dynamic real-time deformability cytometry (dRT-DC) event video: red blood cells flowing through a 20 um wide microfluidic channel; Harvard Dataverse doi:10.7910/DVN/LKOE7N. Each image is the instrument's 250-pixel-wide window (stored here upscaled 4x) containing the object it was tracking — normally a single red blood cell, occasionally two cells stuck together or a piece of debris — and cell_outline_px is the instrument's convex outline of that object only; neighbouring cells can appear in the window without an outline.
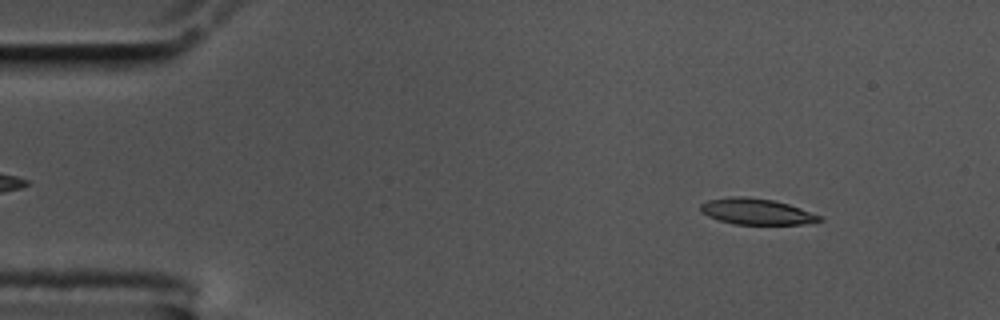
{"species": "common noctule bat (a hibernating species)", "species_latin": "Nyctalus noctula", "temperature_condition": "cold", "stored_images_in_passage": 56, "camera_frame_rate_fps": 3000, "um_per_image_px": 0.085, "animal": {"sex": "male", "body_mass_g": 17.5, "forearm_length_mm": 52.3}, "frame": {"image": 1, "passage_image": 6, "time_ms": 1.667, "image_size_px": [1000, 320], "cell_outline_px": [[824, 220], [804, 224], [736, 224], [720, 220], [708, 216], [700, 212], [700, 204], [708, 200], [732, 196], [744, 196], [772, 200], [788, 204], [824, 216]], "centroid_in_image_um": [64.32, 17.98], "position_along_channel_um": 20.7, "area_um2": 18.03}}
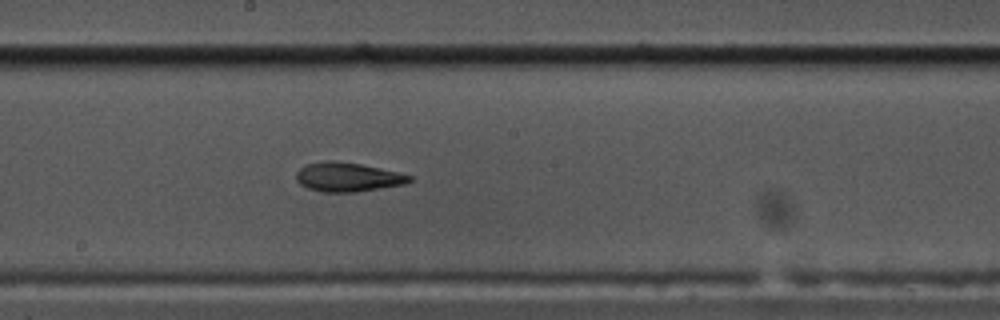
{"frame": {"image": 2, "passage_image": 30, "time_ms": 9.667, "image_size_px": [1000, 320], "cell_outline_px": [[412, 180], [404, 184], [356, 192], [324, 192], [308, 188], [300, 184], [296, 180], [296, 172], [304, 164], [328, 160], [332, 160], [360, 164], [396, 172], [412, 176]], "centroid_in_image_um": [29.5, 15.05], "position_along_channel_um": 218.7, "area_um2": 19.07}}
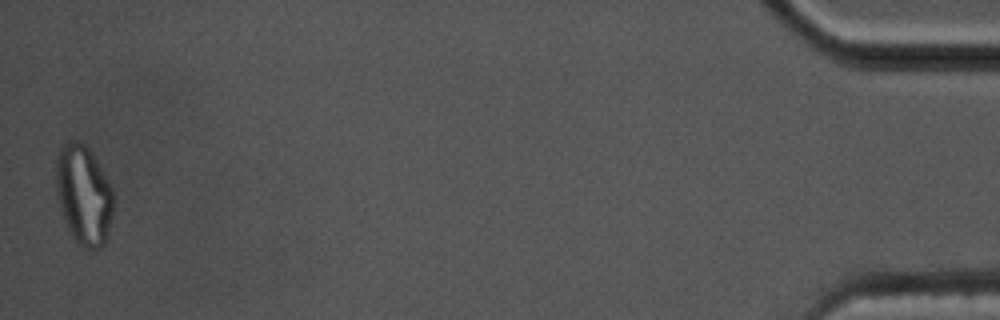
{"frame": {"image": 3, "passage_image": 56, "time_ms": 18.333, "image_size_px": [1000, 320], "cell_outline_px": [[112, 212], [108, 236], [104, 244], [100, 248], [84, 248], [76, 244], [68, 232], [60, 208], [56, 192], [56, 160], [60, 148], [68, 140], [76, 140], [84, 144], [88, 148], [96, 160], [112, 188]], "centroid_in_image_um": [7.09, 16.6], "position_along_channel_um": 428.1, "area_um2": 33.35}, "authors_computed_cell_mechanics": {"area_um2": 19.0451, "velocity_mm_per_s": 3.49, "shape_relaxation_time_tau1_ms": null, "shape_relaxation_time_tau2_ms": 2.0286, "deformation_change_tau1": null, "deformation_change_tau2": 0.0842}}